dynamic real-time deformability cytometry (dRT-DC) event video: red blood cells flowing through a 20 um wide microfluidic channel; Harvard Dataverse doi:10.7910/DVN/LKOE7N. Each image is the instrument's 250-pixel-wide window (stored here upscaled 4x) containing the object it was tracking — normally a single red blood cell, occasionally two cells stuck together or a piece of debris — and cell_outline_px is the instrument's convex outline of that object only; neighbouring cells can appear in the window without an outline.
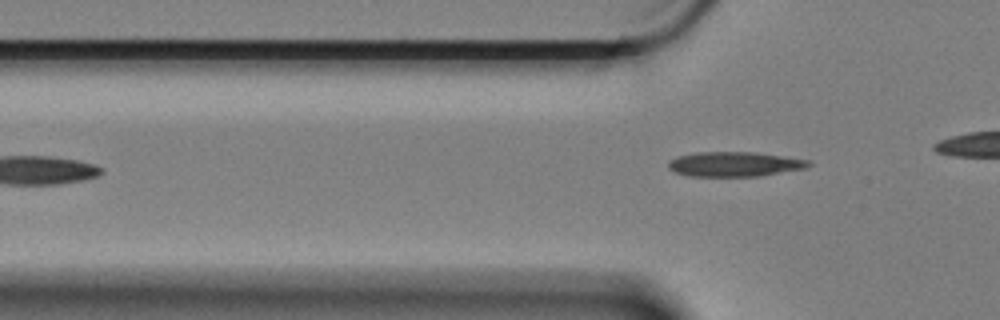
{"species": "Egyptian fruit bat (a non-hibernating species)", "species_latin": "Rousettus aegyptiacus", "temperature_condition": "cold", "stored_images_in_passage": 5, "camera_frame_rate_fps": 3000, "um_per_image_px": 0.085, "animal": {"sex": "female"}, "frame": {"image": 1, "passage_image": 5, "time_ms": 1.333, "image_size_px": [1000, 320], "cell_outline_px": [[812, 164], [804, 168], [760, 176], [692, 176], [676, 172], [668, 168], [668, 164], [676, 156], [696, 152], [756, 152], [808, 160]], "centroid_in_image_um": [62.42, 13.95], "position_along_channel_um": 63.4, "area_um2": 20.0}}